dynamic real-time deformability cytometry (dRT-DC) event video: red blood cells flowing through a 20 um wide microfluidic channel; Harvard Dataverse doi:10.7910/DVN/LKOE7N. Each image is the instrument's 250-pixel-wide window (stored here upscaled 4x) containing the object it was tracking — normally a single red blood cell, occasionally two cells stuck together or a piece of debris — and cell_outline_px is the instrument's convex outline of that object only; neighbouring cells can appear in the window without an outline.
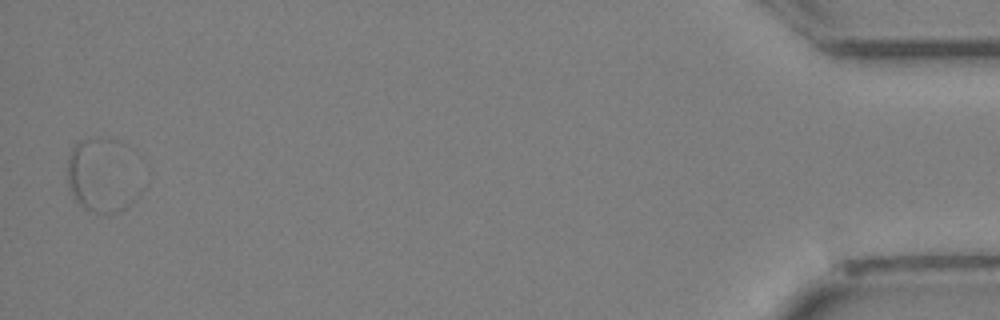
{"species": "Egyptian fruit bat (a non-hibernating species)", "species_latin": "Rousettus aegyptiacus", "temperature_condition": "cold", "stored_images_in_passage": 34, "segment_of_instrument_passage": [2, 2], "camera_frame_rate_fps": 3000, "um_per_image_px": 0.085, "animal": {"sex": "female"}, "frame": {"image": 1, "passage_image": 34, "time_ms": 11.0, "image_size_px": [1000, 320], "cell_outline_px": [[148, 184], [140, 192], [112, 212], [96, 212], [84, 208], [76, 200], [68, 188], [68, 156], [72, 148], [80, 140], [96, 136], [120, 140], [136, 148], [144, 156], [148, 164]], "centroid_in_image_um": [8.98, 14.73], "position_along_channel_um": 426.2, "area_um2": 34.8}}